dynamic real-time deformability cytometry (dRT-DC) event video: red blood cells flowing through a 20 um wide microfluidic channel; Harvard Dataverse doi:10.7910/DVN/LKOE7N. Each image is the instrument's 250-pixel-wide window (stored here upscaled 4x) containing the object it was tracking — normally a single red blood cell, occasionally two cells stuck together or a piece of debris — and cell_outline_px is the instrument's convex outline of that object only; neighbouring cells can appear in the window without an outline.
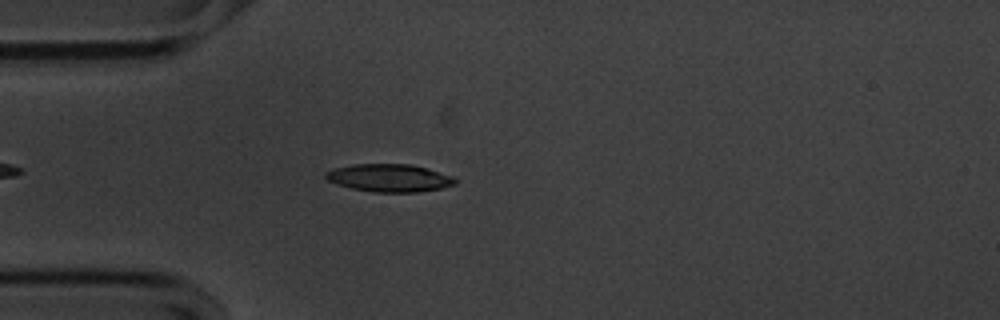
{"species": "common noctule bat (a hibernating species)", "species_latin": "Nyctalus noctula", "temperature_condition": "cold", "stored_images_in_passage": 46, "camera_frame_rate_fps": 3000, "um_per_image_px": 0.085, "animal": {"sex": "male", "body_mass_g": 20.1, "forearm_length_mm": 53.5}, "frame": {"image": 1, "passage_image": 5, "time_ms": 1.333, "image_size_px": [1000, 320], "cell_outline_px": [[456, 184], [440, 188], [416, 192], [372, 192], [352, 188], [336, 184], [328, 180], [324, 176], [324, 172], [332, 168], [352, 164], [408, 164], [424, 168], [452, 176], [456, 180]], "centroid_in_image_um": [33.02, 15.12], "position_along_channel_um": 52.0, "area_um2": 20.81}}
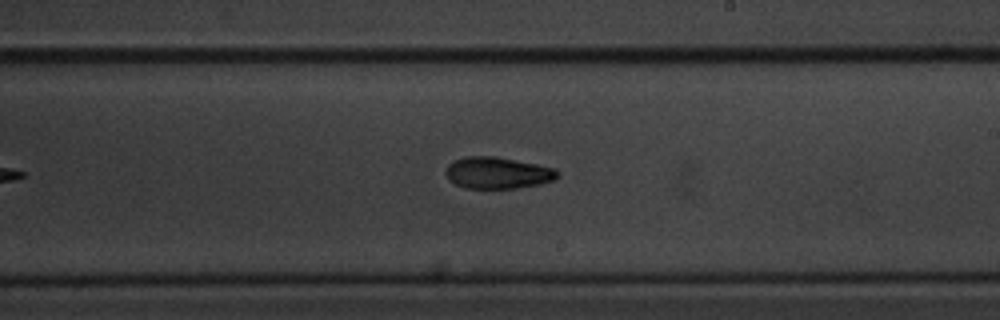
{"frame": {"image": 2, "passage_image": 22, "time_ms": 7.0, "image_size_px": [1000, 320], "cell_outline_px": [[560, 176], [556, 180], [540, 184], [516, 188], [464, 188], [448, 180], [444, 172], [448, 164], [452, 160], [464, 156], [496, 156], [556, 168], [560, 172]], "centroid_in_image_um": [42.3, 14.69], "position_along_channel_um": 246.7, "area_um2": 20.98}}
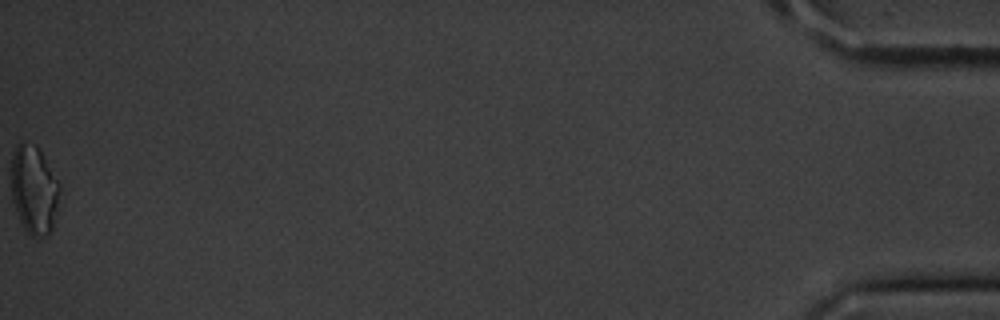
{"frame": {"image": 3, "passage_image": 46, "time_ms": 15.0, "image_size_px": [1000, 320], "cell_outline_px": [[60, 192], [52, 228], [48, 236], [28, 236], [16, 212], [12, 200], [12, 152], [16, 144], [24, 140], [36, 148], [40, 152], [60, 184]], "centroid_in_image_um": [2.88, 16.15], "position_along_channel_um": 432.3, "area_um2": 24.74}, "authors_computed_cell_mechanics": {"area_um2": 20.7213, "velocity_mm_per_s": 3.5611, "shape_relaxation_time_tau1_ms": 3.3141, "shape_relaxation_time_tau2_ms": 6.0804, "deformation_change_tau1": 0.1111, "deformation_change_tau2": 0.1287}}